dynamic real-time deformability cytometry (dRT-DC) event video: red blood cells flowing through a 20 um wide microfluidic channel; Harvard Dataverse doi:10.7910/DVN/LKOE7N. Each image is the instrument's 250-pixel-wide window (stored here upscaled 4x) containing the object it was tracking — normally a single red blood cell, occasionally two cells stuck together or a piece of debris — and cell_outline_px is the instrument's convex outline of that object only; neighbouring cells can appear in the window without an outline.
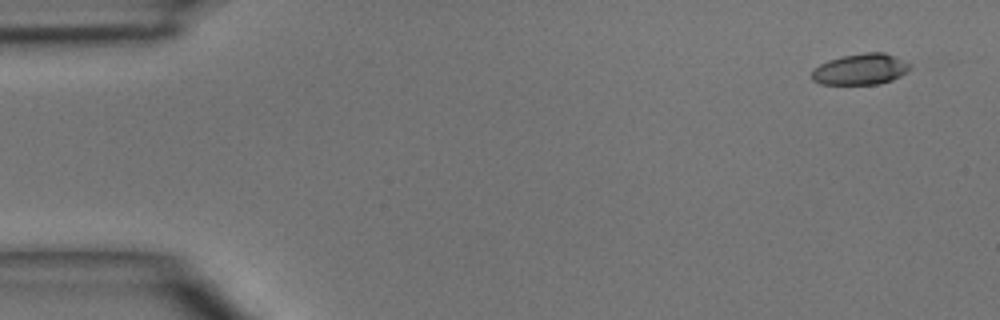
{"species": "common noctule bat (a hibernating species)", "species_latin": "Nyctalus noctula", "temperature_condition": "room temperature", "stored_images_in_passage": 3, "camera_frame_rate_fps": 3000, "um_per_image_px": 0.085, "animal": {"sex": "male", "body_mass_g": 15.6}, "frame": {"image": 1, "passage_image": 1, "time_ms": 0.0, "image_size_px": [1000, 320], "cell_outline_px": [[912, 64], [908, 72], [892, 80], [880, 84], [820, 84], [812, 80], [812, 72], [820, 64], [828, 60], [844, 56], [864, 52], [884, 52]], "centroid_in_image_um": [73.17, 5.89], "position_along_channel_um": 11.8, "area_um2": 17.74}}